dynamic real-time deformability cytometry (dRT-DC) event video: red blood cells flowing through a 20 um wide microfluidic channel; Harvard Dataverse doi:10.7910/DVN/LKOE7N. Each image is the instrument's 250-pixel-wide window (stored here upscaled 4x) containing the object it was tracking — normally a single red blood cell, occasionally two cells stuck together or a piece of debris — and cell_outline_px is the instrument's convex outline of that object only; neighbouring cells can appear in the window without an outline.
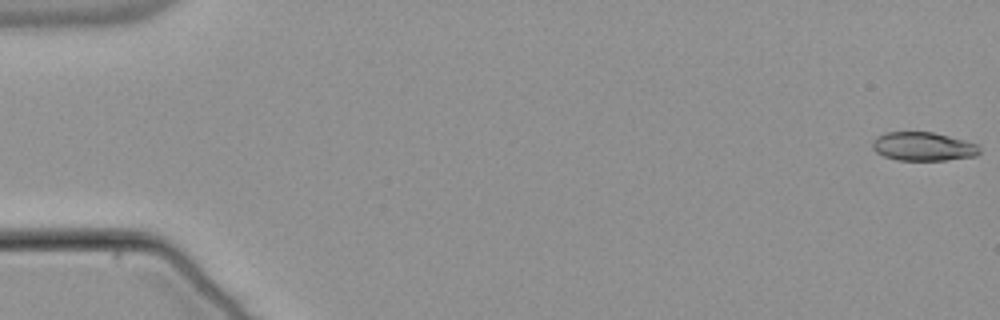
{"species": "common noctule bat (a hibernating species)", "species_latin": "Nyctalus noctula", "temperature_condition": "warm", "stored_images_in_passage": 13, "camera_frame_rate_fps": 3000, "um_per_image_px": 0.085, "animal": {"sex": "male", "body_mass_g": 21.5, "forearm_length_mm": 52.0}, "frame": {"image": 1, "passage_image": 1, "time_ms": 0.0, "image_size_px": [1000, 320], "cell_outline_px": [[980, 152], [976, 156], [944, 160], [896, 160], [884, 156], [876, 152], [872, 148], [872, 140], [876, 136], [888, 132], [932, 132], [980, 144]], "centroid_in_image_um": [78.47, 12.45], "position_along_channel_um": 6.5, "area_um2": 17.98}}